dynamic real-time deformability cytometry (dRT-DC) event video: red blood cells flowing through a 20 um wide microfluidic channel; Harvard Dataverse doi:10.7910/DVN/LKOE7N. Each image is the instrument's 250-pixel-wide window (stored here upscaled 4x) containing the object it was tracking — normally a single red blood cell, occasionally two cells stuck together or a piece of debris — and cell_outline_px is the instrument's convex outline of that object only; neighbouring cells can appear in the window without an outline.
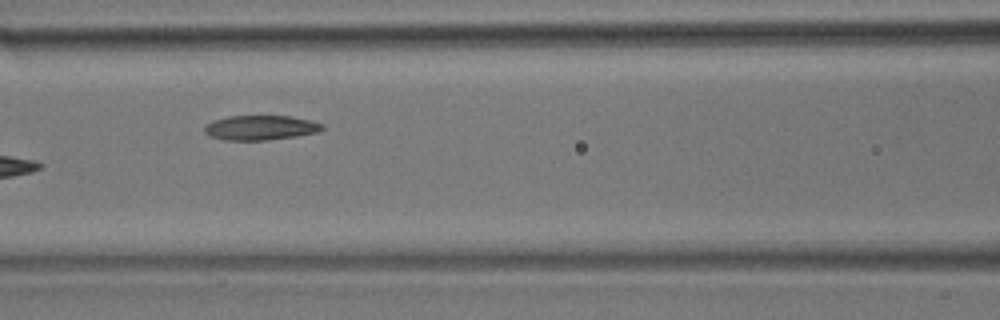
{"species": "common noctule bat (a hibernating species)", "species_latin": "Nyctalus noctula", "temperature_condition": "room temperature", "stored_images_in_passage": 7, "camera_frame_rate_fps": 3000, "um_per_image_px": 0.085, "animal": {"sex": "male", "body_mass_g": 17.9}, "frame": {"image": 1, "passage_image": 5, "time_ms": 1.333, "image_size_px": [1000, 320], "cell_outline_px": [[324, 128], [316, 132], [296, 136], [268, 140], [224, 140], [208, 136], [204, 132], [204, 124], [212, 120], [228, 116], [292, 116], [312, 120], [324, 124]], "centroid_in_image_um": [22.11, 10.85], "position_along_channel_um": 144.5, "area_um2": 17.17}}
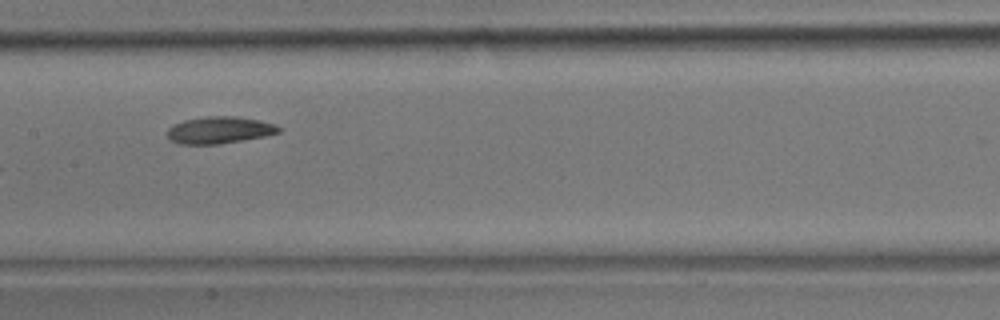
{"frame": {"image": 2, "passage_image": 6, "time_ms": 1.667, "image_size_px": [1000, 320], "cell_outline_px": [[280, 132], [264, 136], [216, 144], [180, 144], [172, 140], [168, 136], [168, 128], [184, 120], [208, 116], [236, 116], [260, 120], [276, 124], [280, 128]], "centroid_in_image_um": [18.67, 11.04], "position_along_channel_um": 188.7, "area_um2": 17.22}}